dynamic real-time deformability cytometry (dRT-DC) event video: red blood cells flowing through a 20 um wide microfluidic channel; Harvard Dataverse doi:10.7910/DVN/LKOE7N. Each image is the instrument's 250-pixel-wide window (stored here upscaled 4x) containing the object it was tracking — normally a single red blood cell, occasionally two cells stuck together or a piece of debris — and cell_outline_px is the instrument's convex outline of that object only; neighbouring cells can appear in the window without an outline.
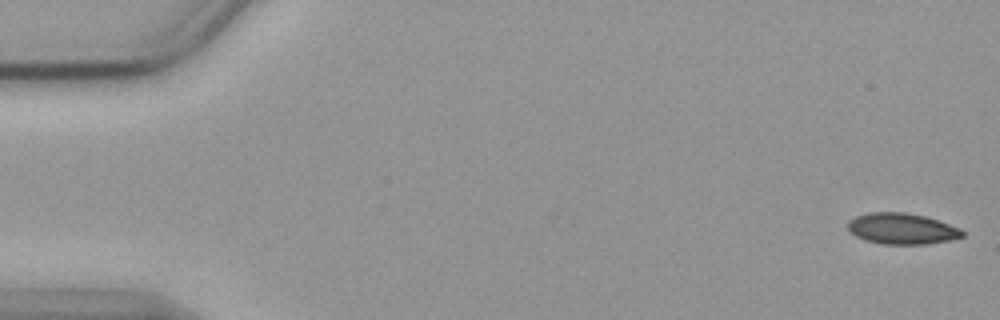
{"species": "common noctule bat (a hibernating species)", "species_latin": "Nyctalus noctula", "temperature_condition": "cold", "stored_images_in_passage": 56, "camera_frame_rate_fps": 3000, "um_per_image_px": 0.085, "animal": {"sex": "female", "body_mass_g": 19.9}, "frame": {"image": 1, "passage_image": 1, "time_ms": 0.0, "image_size_px": [1000, 320], "cell_outline_px": [[964, 236], [948, 240], [924, 244], [884, 244], [868, 240], [856, 236], [848, 228], [848, 220], [856, 216], [868, 212], [904, 212], [924, 216], [960, 228], [964, 232]], "centroid_in_image_um": [76.65, 19.43], "position_along_channel_um": 8.4, "area_um2": 20.4}}
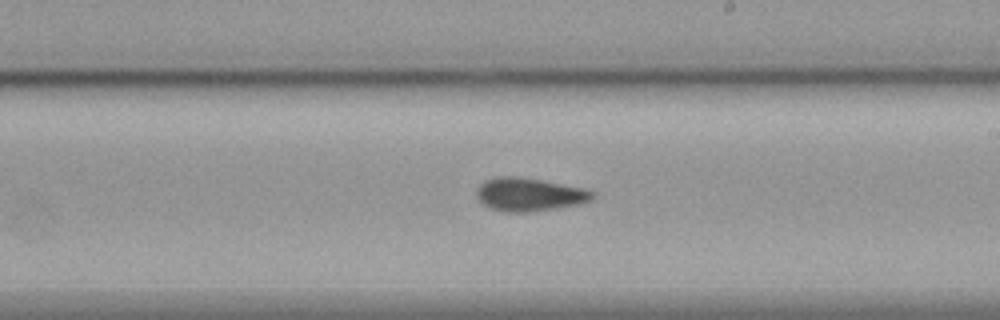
{"frame": {"image": 2, "passage_image": 32, "time_ms": 10.333, "image_size_px": [1000, 320], "cell_outline_px": [[596, 196], [592, 200], [576, 204], [528, 212], [504, 212], [492, 208], [484, 204], [476, 196], [476, 188], [484, 180], [496, 176], [520, 176], [584, 188], [596, 192]], "centroid_in_image_um": [44.97, 16.51], "position_along_channel_um": 244.0, "area_um2": 22.43}}
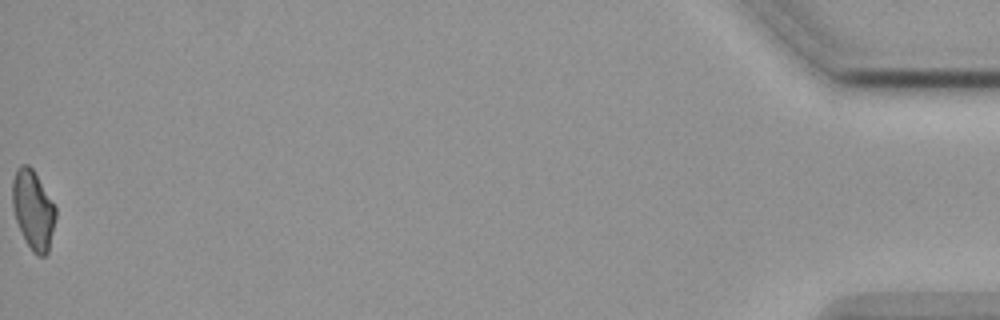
{"frame": {"image": 3, "passage_image": 56, "time_ms": 18.333, "image_size_px": [1000, 320], "cell_outline_px": [[56, 216], [48, 252], [44, 256], [36, 256], [32, 252], [24, 240], [16, 220], [12, 204], [12, 180], [16, 168], [20, 164], [28, 164], [32, 168], [56, 208]], "centroid_in_image_um": [2.8, 17.84], "position_along_channel_um": 432.4, "area_um2": 19.94}, "authors_computed_cell_mechanics": {"area_um2": 21.3571, "velocity_mm_per_s": 3.5803, "shape_relaxation_time_tau1_ms": null, "shape_relaxation_time_tau2_ms": 5.4533, "deformation_change_tau1": null, "deformation_change_tau2": 0.1012}}